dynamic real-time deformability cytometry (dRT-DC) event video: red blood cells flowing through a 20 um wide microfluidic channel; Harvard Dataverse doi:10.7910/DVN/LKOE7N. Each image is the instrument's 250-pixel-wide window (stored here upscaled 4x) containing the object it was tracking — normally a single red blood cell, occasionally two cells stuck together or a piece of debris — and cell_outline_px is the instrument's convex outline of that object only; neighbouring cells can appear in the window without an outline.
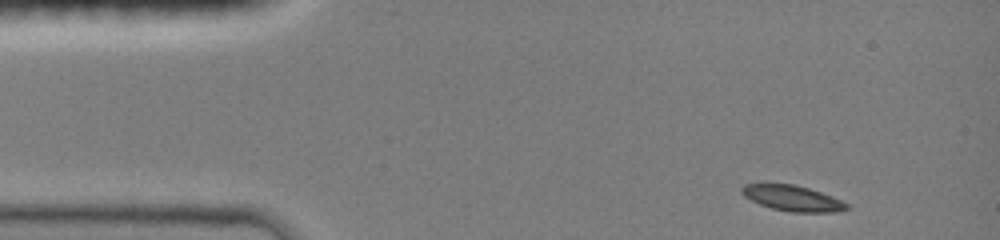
{"species": "common noctule bat (a hibernating species)", "species_latin": "Nyctalus noctula", "temperature_condition": "room temperature", "stored_images_in_passage": 41, "camera_frame_rate_fps": 3000, "um_per_image_px": 0.085, "animal": {"sex": "female", "body_mass_g": 19.0, "forearm_length_mm": 51.5}, "frame": {"image": 1, "passage_image": 1, "time_ms": 0.0, "image_size_px": [1000, 240], "cell_outline_px": [[848, 208], [836, 212], [792, 212], [772, 208], [760, 204], [744, 196], [740, 192], [740, 188], [744, 184], [764, 180], [796, 184], [832, 196], [848, 204]], "centroid_in_image_um": [67.25, 16.78], "position_along_channel_um": 17.8, "area_um2": 16.24}}
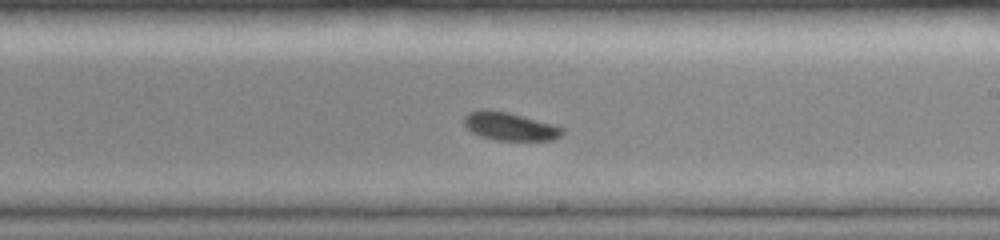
{"frame": {"image": 2, "passage_image": 24, "time_ms": 7.667, "image_size_px": [1000, 240], "cell_outline_px": [[564, 132], [560, 136], [552, 140], [496, 140], [480, 136], [472, 132], [464, 124], [464, 116], [468, 112], [480, 108], [488, 108], [508, 112], [552, 124], [564, 128]], "centroid_in_image_um": [43.29, 10.72], "position_along_channel_um": 245.7, "area_um2": 16.18}}
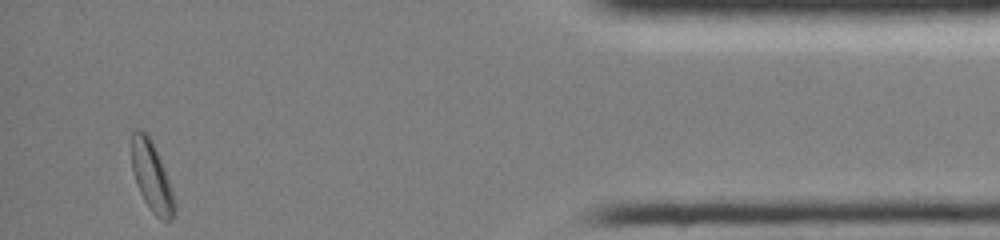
{"frame": {"image": 3, "passage_image": 41, "time_ms": 13.333, "image_size_px": [1000, 240], "cell_outline_px": [[176, 212], [172, 220], [164, 220], [156, 216], [152, 212], [144, 200], [136, 184], [132, 172], [132, 132], [136, 128], [140, 128], [152, 140], [164, 168], [172, 192], [176, 208]], "centroid_in_image_um": [12.88, 15.01], "position_along_channel_um": 422.3, "area_um2": 17.28}, "authors_computed_cell_mechanics": {"area_um2": 16.3574, "velocity_mm_per_s": 4.0001, "shape_relaxation_time_tau1_ms": 5.6914, "shape_relaxation_time_tau2_ms": null, "deformation_change_tau1": 0.0856, "deformation_change_tau2": null}}